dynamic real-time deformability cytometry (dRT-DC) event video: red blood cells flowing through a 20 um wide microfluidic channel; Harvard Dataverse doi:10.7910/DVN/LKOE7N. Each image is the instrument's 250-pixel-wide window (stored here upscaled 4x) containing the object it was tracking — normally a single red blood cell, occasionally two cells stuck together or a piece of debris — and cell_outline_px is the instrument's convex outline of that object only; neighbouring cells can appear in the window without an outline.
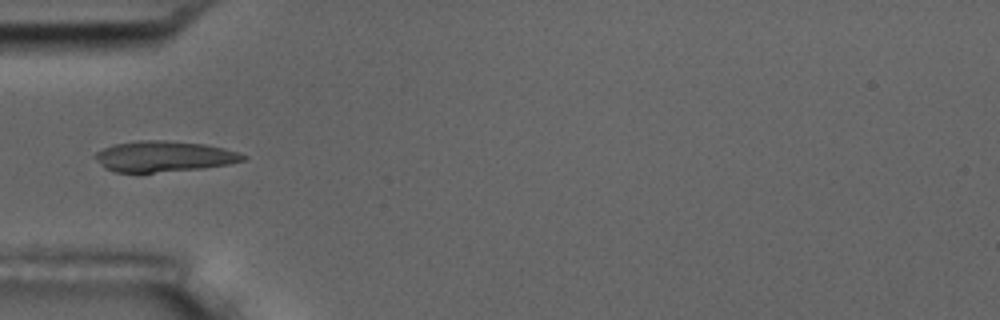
{"species": "common noctule bat (a hibernating species)", "species_latin": "Nyctalus noctula", "temperature_condition": "room temperature", "stored_images_in_passage": 6, "camera_frame_rate_fps": 3000, "um_per_image_px": 0.085, "animal": {"sex": "male", "body_mass_g": 17.5, "forearm_length_mm": 52.3}, "frame": {"image": 1, "passage_image": 6, "time_ms": 5.667, "image_size_px": [1000, 320], "cell_outline_px": [[248, 156], [244, 160], [228, 164], [204, 168], [152, 172], [116, 172], [104, 168], [92, 156], [96, 152], [112, 144], [140, 140], [164, 140], [204, 144], [224, 148]], "centroid_in_image_um": [13.89, 13.29], "position_along_channel_um": 71.1, "area_um2": 26.41}}